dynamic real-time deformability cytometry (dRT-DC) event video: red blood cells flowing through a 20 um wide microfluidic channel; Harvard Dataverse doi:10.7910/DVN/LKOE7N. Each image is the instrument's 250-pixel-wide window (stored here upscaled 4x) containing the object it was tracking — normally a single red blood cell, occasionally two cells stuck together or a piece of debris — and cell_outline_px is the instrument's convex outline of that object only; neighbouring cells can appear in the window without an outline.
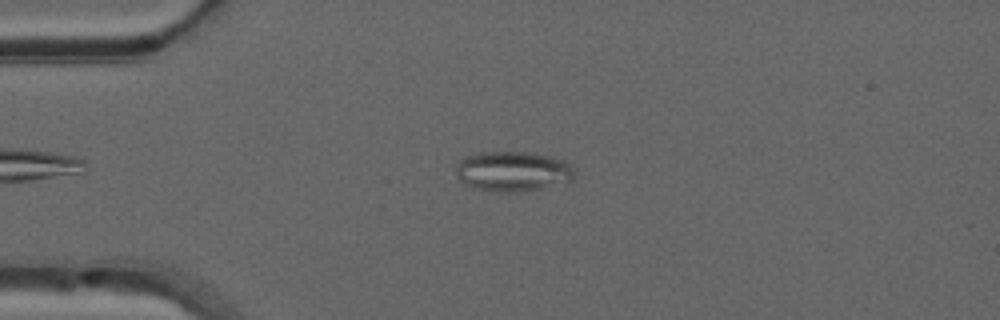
{"species": "common noctule bat (a hibernating species)", "species_latin": "Nyctalus noctula", "temperature_condition": "warm", "stored_images_in_passage": 43, "camera_frame_rate_fps": 3000, "um_per_image_px": 0.085, "animal": {"sex": "male", "forearm_length_mm": 52.5}, "frame": {"image": 1, "passage_image": 9, "time_ms": 2.667, "image_size_px": [1000, 320], "cell_outline_px": [[576, 176], [572, 184], [520, 192], [504, 192], [476, 188], [464, 184], [456, 176], [456, 164], [464, 156], [480, 152], [528, 152], [552, 156], [564, 160], [572, 168]], "centroid_in_image_um": [43.66, 14.58], "position_along_channel_um": 41.3, "area_um2": 28.38}}
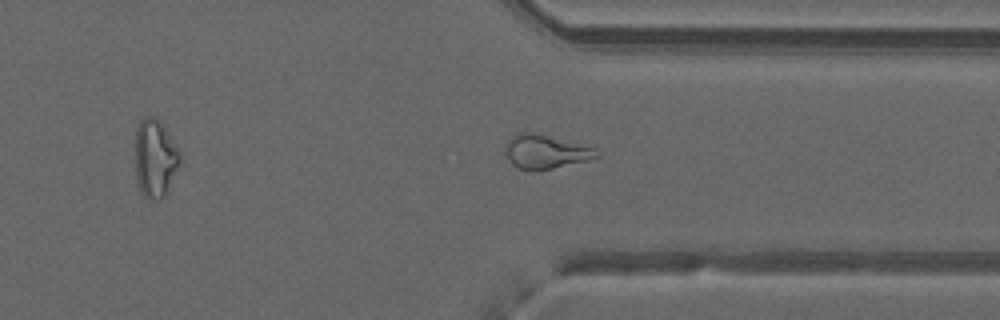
{"frame": {"image": 2, "passage_image": 35, "time_ms": 11.333, "image_size_px": [1000, 320], "cell_outline_px": [[600, 156], [588, 160], [536, 172], [516, 168], [508, 160], [504, 152], [504, 148], [508, 140], [516, 132], [536, 132], [592, 144], [600, 152]], "centroid_in_image_um": [46.42, 12.87], "position_along_channel_um": 365.0, "area_um2": 19.13}}
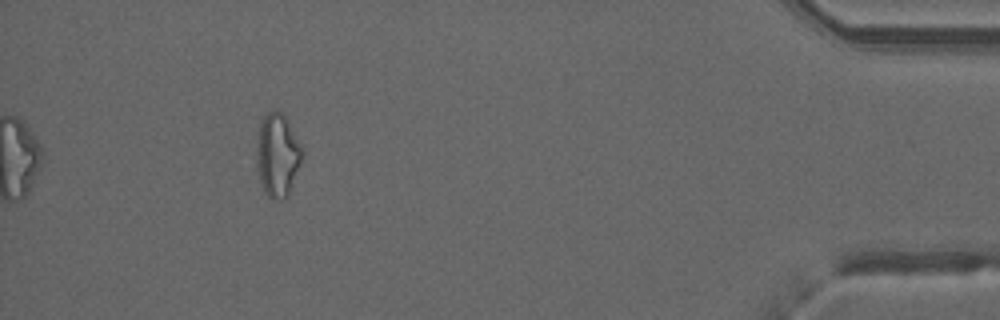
{"frame": {"image": 3, "passage_image": 43, "time_ms": 14.0, "image_size_px": [1000, 320], "cell_outline_px": [[300, 160], [288, 196], [268, 196], [264, 192], [260, 180], [256, 164], [256, 152], [260, 120], [272, 108], [276, 108], [284, 112], [300, 144]], "centroid_in_image_um": [23.54, 13.07], "position_along_channel_um": 411.7, "area_um2": 21.62}, "authors_computed_cell_mechanics": {"area_um2": 20.1144, "velocity_mm_per_s": 4.0426, "shape_relaxation_time_tau1_ms": null, "shape_relaxation_time_tau2_ms": 3.2704, "deformation_change_tau1": null, "deformation_change_tau2": 0.1391}}